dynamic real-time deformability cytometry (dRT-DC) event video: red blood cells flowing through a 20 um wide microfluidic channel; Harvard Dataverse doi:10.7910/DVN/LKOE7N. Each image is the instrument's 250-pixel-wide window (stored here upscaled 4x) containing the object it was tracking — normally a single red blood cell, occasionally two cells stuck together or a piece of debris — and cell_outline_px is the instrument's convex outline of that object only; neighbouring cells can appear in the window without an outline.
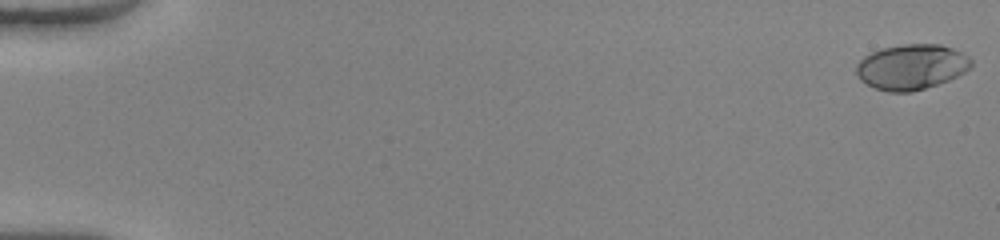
{"species": "human", "species_latin": "Homo sapiens", "temperature_condition": "warm", "stored_images_in_passage": 52, "camera_frame_rate_fps": 3000, "um_per_image_px": 0.085, "donor": {"sex": "female"}, "frame": {"image": 1, "passage_image": 1, "time_ms": 0.0, "image_size_px": [1000, 240], "cell_outline_px": [[972, 68], [948, 80], [912, 92], [888, 92], [876, 88], [860, 80], [856, 72], [856, 64], [864, 56], [872, 52], [884, 48], [904, 44], [940, 44], [952, 48], [968, 56], [972, 60]], "centroid_in_image_um": [77.48, 5.68], "position_along_channel_um": 7.5, "area_um2": 30.17}}
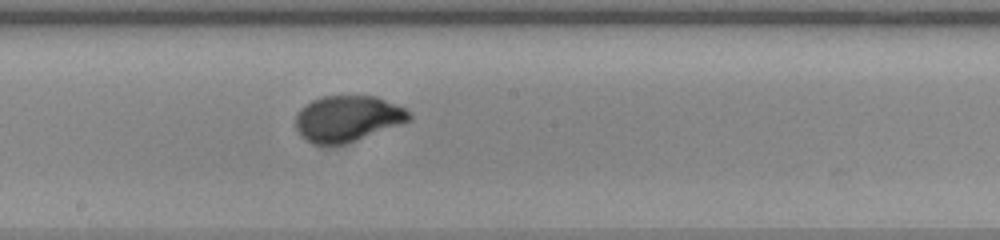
{"frame": {"image": 2, "passage_image": 30, "time_ms": 9.667, "image_size_px": [1000, 240], "cell_outline_px": [[412, 120], [344, 144], [312, 144], [304, 140], [300, 136], [296, 128], [296, 112], [304, 104], [320, 96], [376, 96], [404, 108], [412, 116]], "centroid_in_image_um": [29.49, 10.07], "position_along_channel_um": 218.7, "area_um2": 30.4}}
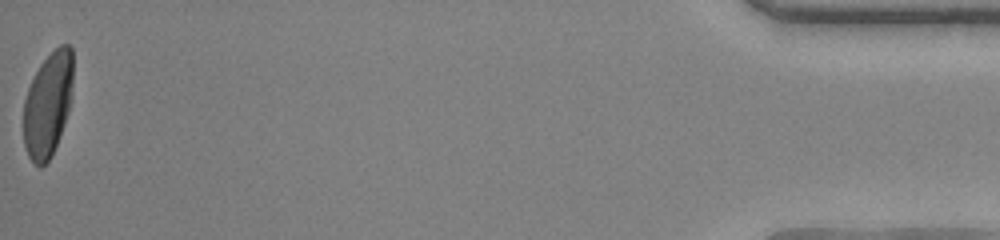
{"frame": {"image": 3, "passage_image": 52, "time_ms": 17.0, "image_size_px": [1000, 240], "cell_outline_px": [[72, 84], [68, 112], [64, 124], [52, 156], [40, 168], [28, 156], [24, 144], [24, 100], [28, 88], [40, 64], [60, 44], [68, 44], [72, 48]], "centroid_in_image_um": [4.07, 8.88], "position_along_channel_um": 431.1, "area_um2": 29.82}, "authors_computed_cell_mechanics": {"area_um2": 29.9693, "velocity_mm_per_s": 4.1061, "shape_relaxation_time_tau1_ms": 2.6122, "shape_relaxation_time_tau2_ms": null, "deformation_change_tau1": 0.2041, "deformation_change_tau2": null}}